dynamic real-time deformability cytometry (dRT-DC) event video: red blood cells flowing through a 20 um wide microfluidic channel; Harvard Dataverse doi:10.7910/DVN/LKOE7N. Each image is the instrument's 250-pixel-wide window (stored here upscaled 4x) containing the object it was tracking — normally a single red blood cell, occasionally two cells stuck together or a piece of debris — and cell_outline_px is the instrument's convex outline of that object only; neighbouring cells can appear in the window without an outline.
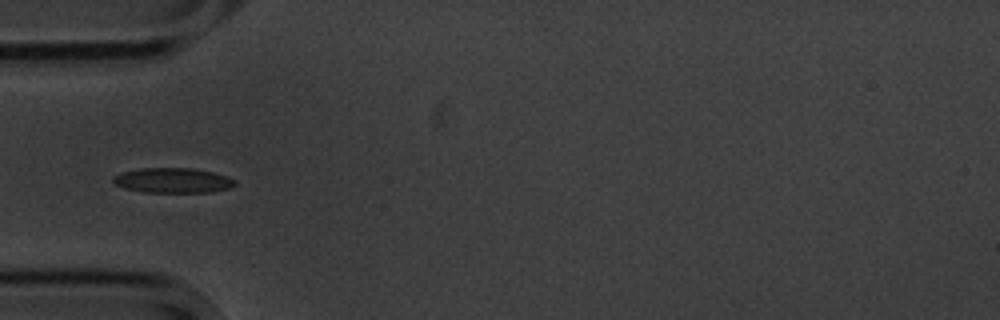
{"species": "common noctule bat (a hibernating species)", "species_latin": "Nyctalus noctula", "temperature_condition": "cold", "stored_images_in_passage": 14, "camera_frame_rate_fps": 3000, "um_per_image_px": 0.085, "animal": {"sex": "male", "body_mass_g": 20.1, "forearm_length_mm": 53.5}, "frame": {"image": 1, "passage_image": 4, "time_ms": 4.667, "image_size_px": [1000, 320], "cell_outline_px": [[236, 184], [232, 188], [212, 192], [144, 192], [124, 188], [112, 184], [112, 176], [120, 172], [140, 168], [192, 168], [212, 172], [236, 180]], "centroid_in_image_um": [14.65, 15.34], "position_along_channel_um": 70.4, "area_um2": 17.92}}
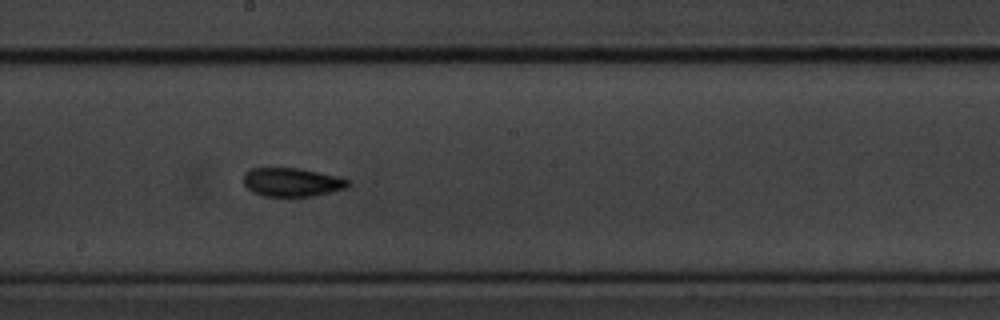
{"frame": {"image": 2, "passage_image": 8, "time_ms": 9.0, "image_size_px": [1000, 320], "cell_outline_px": [[348, 184], [344, 188], [312, 196], [264, 196], [252, 192], [244, 184], [244, 172], [252, 168], [300, 168], [340, 176], [348, 180]], "centroid_in_image_um": [24.78, 15.47], "position_along_channel_um": 223.4, "area_um2": 17.34}}
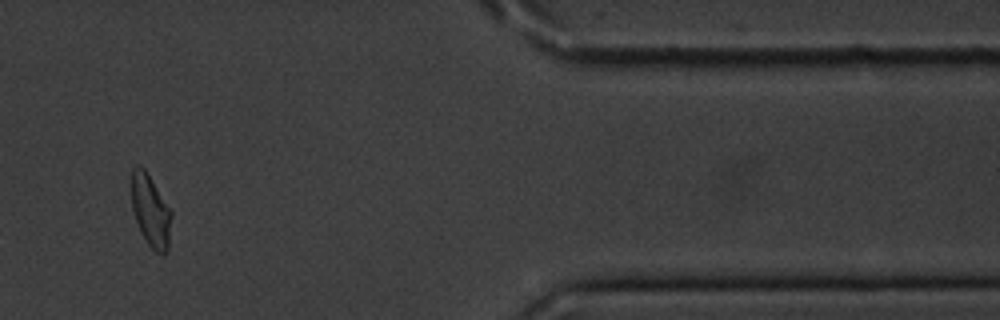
{"frame": {"image": 3, "passage_image": 13, "time_ms": 15.0, "image_size_px": [1000, 320], "cell_outline_px": [[172, 216], [168, 248], [164, 252], [156, 252], [148, 244], [140, 232], [132, 208], [132, 168], [136, 164], [140, 164], [144, 168], [172, 212]], "centroid_in_image_um": [12.79, 17.89], "position_along_channel_um": 398.6, "area_um2": 16.53}, "authors_computed_cell_mechanics": {"area_um2": 17.3111, "velocity_mm_per_s": 3.515, "shape_relaxation_time_tau1_ms": 3.7504, "shape_relaxation_time_tau2_ms": 3.4412, "deformation_change_tau1": 0.1011, "deformation_change_tau2": 0.0731}}